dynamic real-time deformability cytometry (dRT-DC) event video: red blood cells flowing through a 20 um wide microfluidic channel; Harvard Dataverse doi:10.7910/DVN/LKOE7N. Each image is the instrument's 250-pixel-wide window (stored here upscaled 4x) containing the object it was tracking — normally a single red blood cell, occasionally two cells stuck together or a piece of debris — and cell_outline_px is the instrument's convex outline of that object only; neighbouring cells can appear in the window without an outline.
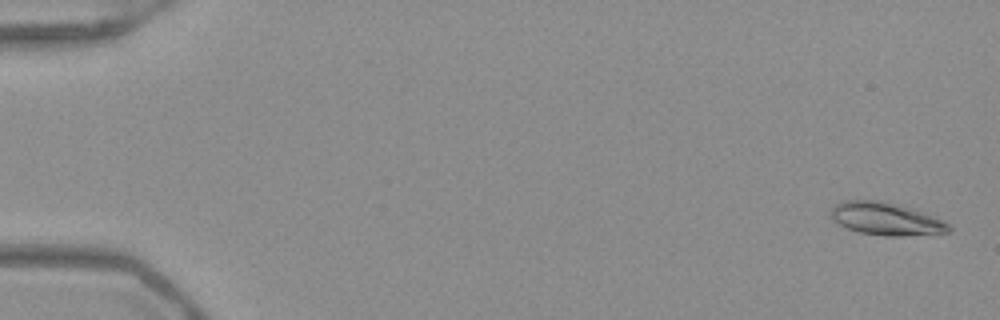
{"species": "Egyptian fruit bat (a non-hibernating species)", "species_latin": "Rousettus aegyptiacus", "temperature_condition": "warm", "stored_images_in_passage": 54, "camera_frame_rate_fps": 3000, "um_per_image_px": 0.085, "frame": {"image": 1, "passage_image": 2, "time_ms": 0.333, "image_size_px": [1000, 320], "cell_outline_px": [[952, 232], [904, 236], [884, 236], [860, 232], [848, 228], [840, 224], [832, 216], [832, 208], [836, 204], [844, 200], [876, 200], [912, 208], [924, 212], [948, 224], [952, 228]], "centroid_in_image_um": [75.35, 18.61], "position_along_channel_um": 9.7, "area_um2": 22.08}}
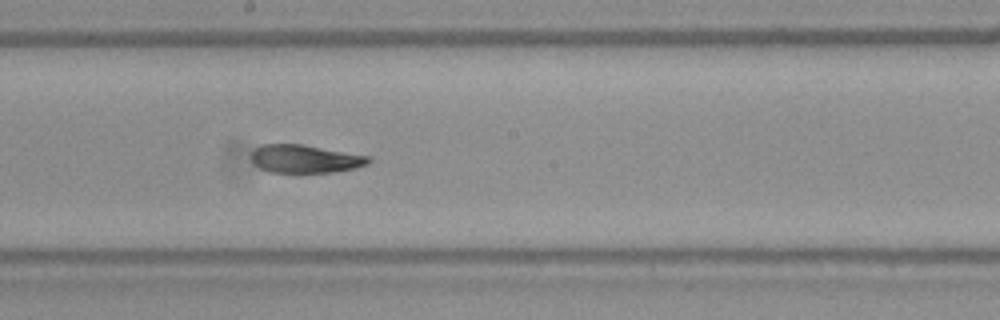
{"frame": {"image": 2, "passage_image": 30, "time_ms": 9.667, "image_size_px": [1000, 320], "cell_outline_px": [[372, 160], [368, 164], [356, 168], [332, 172], [268, 172], [260, 168], [252, 160], [252, 152], [260, 144], [304, 144], [372, 156]], "centroid_in_image_um": [25.99, 13.49], "position_along_channel_um": 222.2, "area_um2": 19.36}}
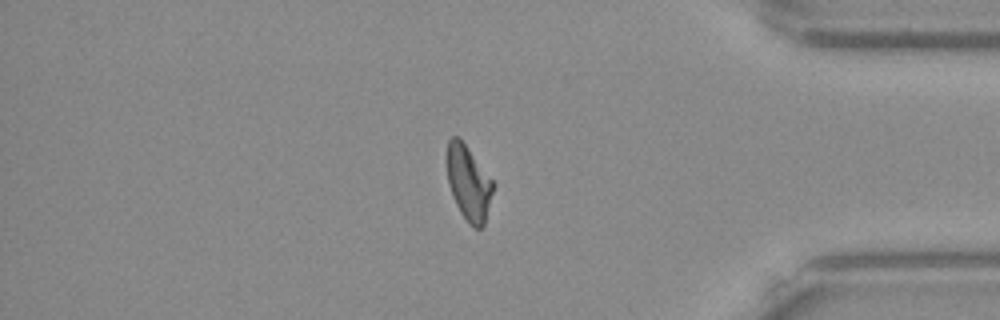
{"frame": {"image": 3, "passage_image": 45, "time_ms": 14.667, "image_size_px": [1000, 320], "cell_outline_px": [[496, 184], [484, 224], [480, 228], [472, 228], [468, 224], [460, 212], [452, 196], [448, 184], [444, 156], [448, 140], [452, 136], [456, 136], [464, 144]], "centroid_in_image_um": [39.8, 15.56], "position_along_channel_um": 395.4, "area_um2": 20.52}, "authors_computed_cell_mechanics": {"area_um2": 20.5768, "velocity_mm_per_s": 3.9549, "shape_relaxation_time_tau1_ms": null, "shape_relaxation_time_tau2_ms": 2.5127, "deformation_change_tau1": null, "deformation_change_tau2": 0.0864}}